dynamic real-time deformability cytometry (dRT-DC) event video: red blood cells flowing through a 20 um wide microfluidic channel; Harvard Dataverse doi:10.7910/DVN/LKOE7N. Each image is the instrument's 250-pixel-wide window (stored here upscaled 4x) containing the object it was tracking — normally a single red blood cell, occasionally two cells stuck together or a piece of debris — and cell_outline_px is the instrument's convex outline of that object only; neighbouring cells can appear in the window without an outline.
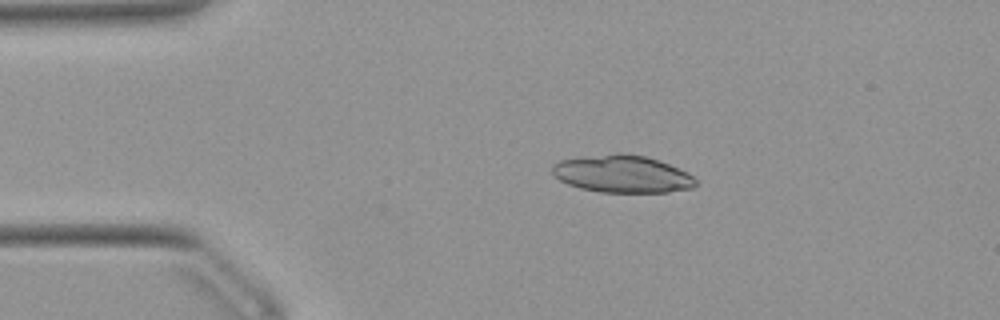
{"species": "Egyptian fruit bat (a non-hibernating species)", "species_latin": "Rousettus aegyptiacus", "temperature_condition": "warm", "stored_images_in_passage": 11, "camera_frame_rate_fps": 3000, "um_per_image_px": 0.085, "animal": {"sex": "female"}, "frame": {"image": 1, "passage_image": 6, "time_ms": 1.667, "image_size_px": [1000, 320], "cell_outline_px": [[696, 184], [692, 188], [668, 192], [600, 192], [580, 188], [568, 184], [560, 180], [552, 172], [552, 164], [560, 160], [616, 152], [624, 152], [644, 156], [660, 160], [688, 172], [696, 180]], "centroid_in_image_um": [52.9, 14.77], "position_along_channel_um": 32.1, "area_um2": 31.39}}